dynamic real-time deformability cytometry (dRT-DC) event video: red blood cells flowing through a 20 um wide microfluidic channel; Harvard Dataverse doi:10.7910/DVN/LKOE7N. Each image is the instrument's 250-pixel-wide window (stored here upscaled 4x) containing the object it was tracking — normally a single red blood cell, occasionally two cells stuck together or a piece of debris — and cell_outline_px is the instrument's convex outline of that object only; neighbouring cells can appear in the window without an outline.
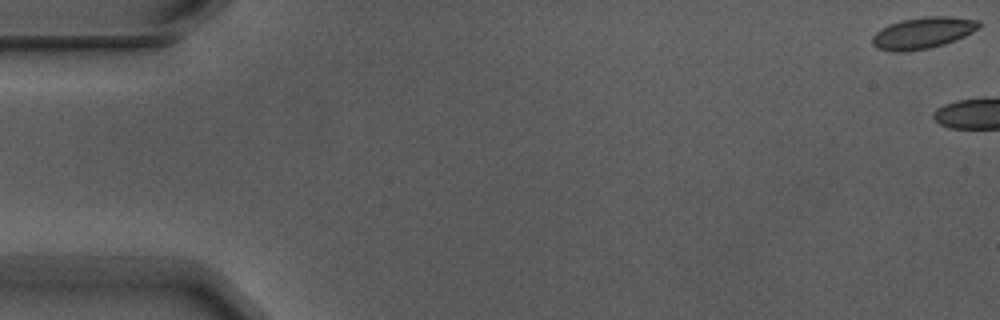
{"species": "Egyptian fruit bat (a non-hibernating species)", "species_latin": "Rousettus aegyptiacus", "temperature_condition": "warm", "stored_images_in_passage": 7, "camera_frame_rate_fps": 3000, "um_per_image_px": 0.085, "animal": {"sex": "male"}, "frame": {"image": 1, "passage_image": 1, "time_ms": 0.0, "image_size_px": [1000, 320], "cell_outline_px": [[980, 28], [956, 40], [944, 44], [928, 48], [904, 52], [892, 52], [876, 48], [872, 44], [872, 36], [880, 28], [888, 24], [900, 20], [924, 16], [948, 16], [980, 20]], "centroid_in_image_um": [78.42, 2.79], "position_along_channel_um": 6.6, "area_um2": 19.83}}